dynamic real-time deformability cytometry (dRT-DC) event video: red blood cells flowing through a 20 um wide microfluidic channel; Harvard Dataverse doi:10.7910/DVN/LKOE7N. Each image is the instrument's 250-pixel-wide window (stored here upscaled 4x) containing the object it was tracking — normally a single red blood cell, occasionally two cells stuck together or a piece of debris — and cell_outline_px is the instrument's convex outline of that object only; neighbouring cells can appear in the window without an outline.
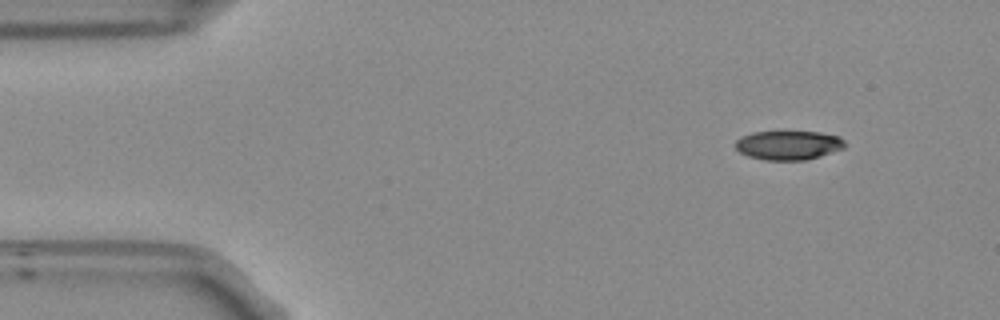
{"species": "Egyptian fruit bat (a non-hibernating species)", "species_latin": "Rousettus aegyptiacus", "temperature_condition": "room temperature", "stored_images_in_passage": 49, "camera_frame_rate_fps": 3000, "um_per_image_px": 0.085, "frame": {"image": 1, "passage_image": 1, "time_ms": 0.0, "image_size_px": [1000, 320], "cell_outline_px": [[844, 148], [820, 156], [804, 160], [764, 160], [748, 156], [740, 152], [736, 148], [736, 140], [740, 136], [752, 132], [820, 132], [840, 136], [844, 140]], "centroid_in_image_um": [67.01, 12.34], "position_along_channel_um": 18.0, "area_um2": 18.55}}
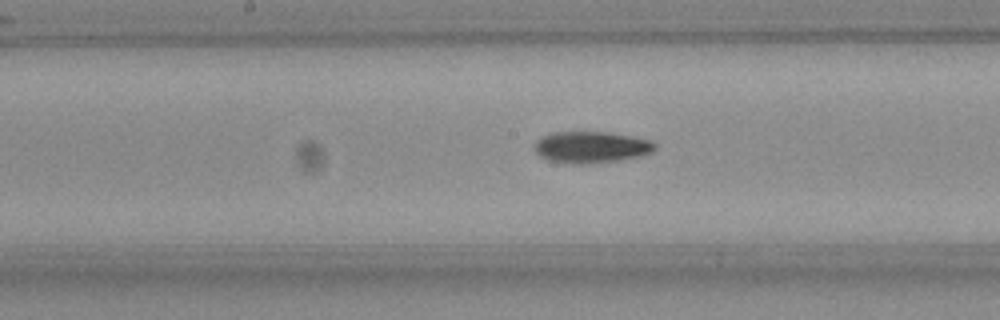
{"frame": {"image": 2, "passage_image": 22, "time_ms": 7.0, "image_size_px": [1000, 320], "cell_outline_px": [[656, 148], [652, 152], [640, 156], [620, 160], [580, 164], [576, 164], [548, 160], [540, 156], [536, 152], [536, 140], [552, 132], [608, 132], [632, 136], [652, 140], [656, 144]], "centroid_in_image_um": [50.29, 12.5], "position_along_channel_um": 197.9, "area_um2": 22.02}}
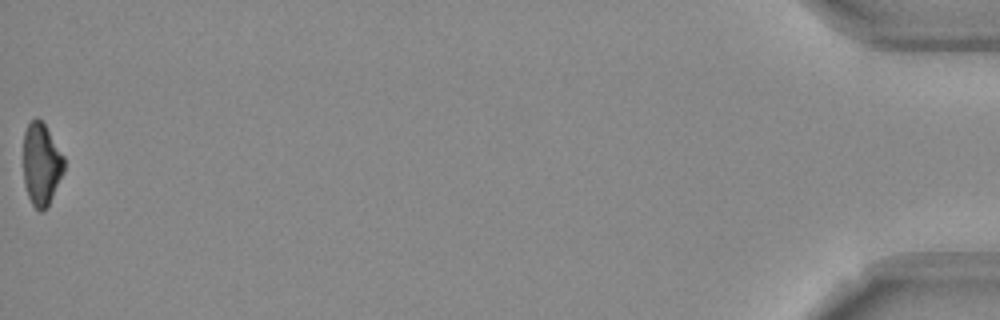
{"frame": {"image": 3, "passage_image": 49, "time_ms": 16.0, "image_size_px": [1000, 320], "cell_outline_px": [[64, 172], [48, 208], [44, 212], [40, 212], [32, 204], [28, 196], [24, 184], [24, 132], [28, 124], [36, 116], [44, 124], [64, 156]], "centroid_in_image_um": [3.52, 14.01], "position_along_channel_um": 431.7, "area_um2": 19.65}, "authors_computed_cell_mechanics": {"area_um2": 20.9236, "velocity_mm_per_s": 3.7741, "shape_relaxation_time_tau1_ms": 7.4896, "shape_relaxation_time_tau2_ms": 10.2063, "deformation_change_tau1": 0.19, "deformation_change_tau2": 0.1767}}